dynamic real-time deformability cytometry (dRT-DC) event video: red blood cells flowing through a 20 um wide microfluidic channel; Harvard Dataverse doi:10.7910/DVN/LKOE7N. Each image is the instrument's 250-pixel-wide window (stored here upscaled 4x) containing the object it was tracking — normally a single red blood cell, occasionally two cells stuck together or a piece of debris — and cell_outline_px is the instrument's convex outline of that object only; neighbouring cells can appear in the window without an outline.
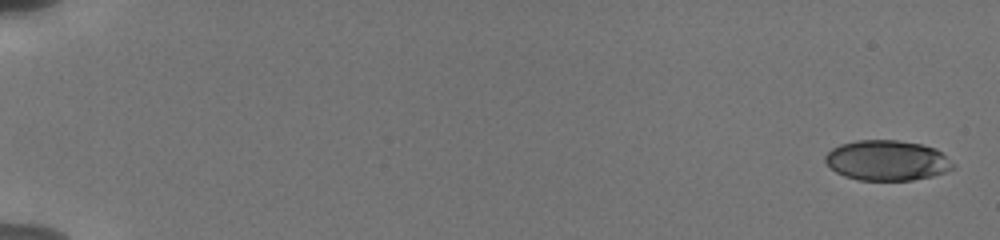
{"species": "human", "species_latin": "Homo sapiens", "temperature_condition": "cold", "stored_images_in_passage": 21, "camera_frame_rate_fps": 3000, "um_per_image_px": 0.085, "donor": {"sex": "male"}, "frame": {"image": 1, "passage_image": 1, "time_ms": 0.0, "image_size_px": [1000, 240], "cell_outline_px": [[956, 168], [932, 176], [912, 180], [856, 180], [844, 176], [836, 172], [824, 160], [824, 156], [832, 148], [840, 144], [856, 140], [896, 140], [920, 144], [936, 148], [956, 164]], "centroid_in_image_um": [75.41, 13.64], "position_along_channel_um": 9.6, "area_um2": 30.11}}
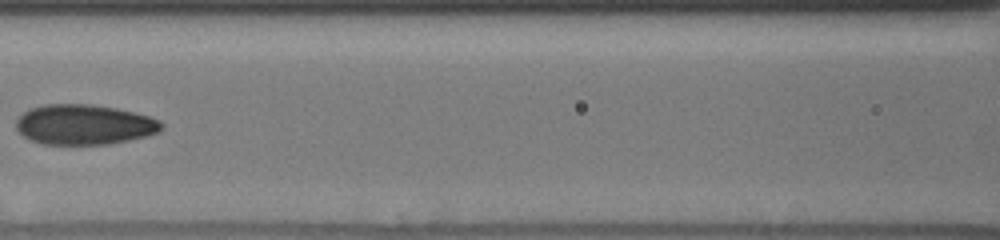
{"frame": {"image": 2, "passage_image": 9, "time_ms": 9.0, "image_size_px": [1000, 240], "cell_outline_px": [[164, 128], [160, 132], [148, 136], [108, 144], [44, 144], [32, 140], [24, 136], [16, 128], [16, 120], [28, 108], [44, 104], [92, 104], [116, 108], [148, 116], [160, 120], [164, 124]], "centroid_in_image_um": [7.18, 10.58], "position_along_channel_um": 159.4, "area_um2": 34.1}}
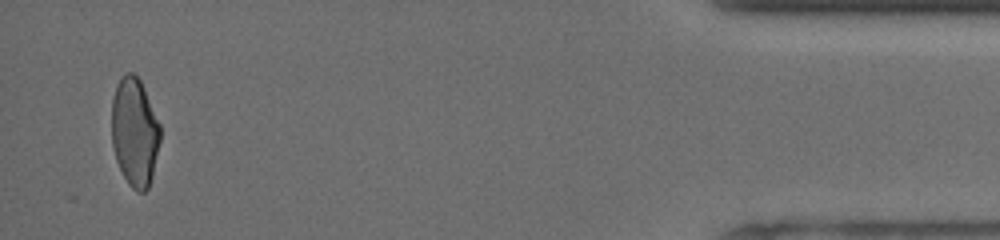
{"frame": {"image": 3, "passage_image": 21, "time_ms": 17.667, "image_size_px": [1000, 240], "cell_outline_px": [[160, 140], [152, 176], [148, 188], [144, 192], [136, 192], [128, 184], [116, 160], [112, 144], [112, 100], [116, 84], [128, 72], [132, 72], [140, 80], [144, 88], [160, 124]], "centroid_in_image_um": [11.44, 11.24], "position_along_channel_um": 423.8, "area_um2": 30.58}, "authors_computed_cell_mechanics": {"area_um2": 32.3102, "velocity_mm_per_s": 3.8025, "shape_relaxation_time_tau1_ms": 8.7046, "shape_relaxation_time_tau2_ms": 0.7197, "deformation_change_tau1": 0.1831, "deformation_change_tau2": 0.0537}}